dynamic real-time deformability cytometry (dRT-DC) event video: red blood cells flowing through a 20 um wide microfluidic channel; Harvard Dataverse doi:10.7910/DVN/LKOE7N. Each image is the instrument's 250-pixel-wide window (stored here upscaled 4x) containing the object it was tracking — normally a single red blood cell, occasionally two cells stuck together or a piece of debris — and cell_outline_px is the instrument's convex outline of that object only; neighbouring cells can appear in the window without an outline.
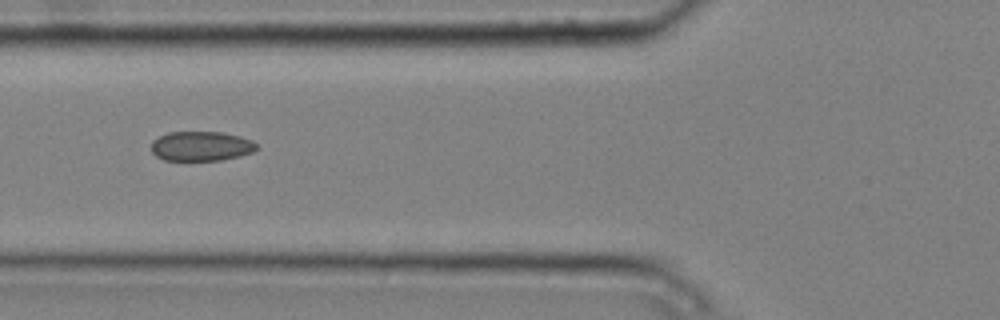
{"species": "common noctule bat (a hibernating species)", "species_latin": "Nyctalus noctula", "temperature_condition": "cold", "stored_images_in_passage": 5, "camera_frame_rate_fps": 3000, "um_per_image_px": 0.085, "animal": {"sex": "male", "body_mass_g": 20.4}, "frame": {"image": 1, "passage_image": 2, "time_ms": 0.333, "image_size_px": [1000, 320], "cell_outline_px": [[260, 144], [252, 152], [240, 156], [220, 160], [164, 160], [156, 156], [152, 152], [152, 140], [168, 132], [220, 132], [240, 136], [252, 140]], "centroid_in_image_um": [17.11, 12.42], "position_along_channel_um": 108.7, "area_um2": 18.21}}
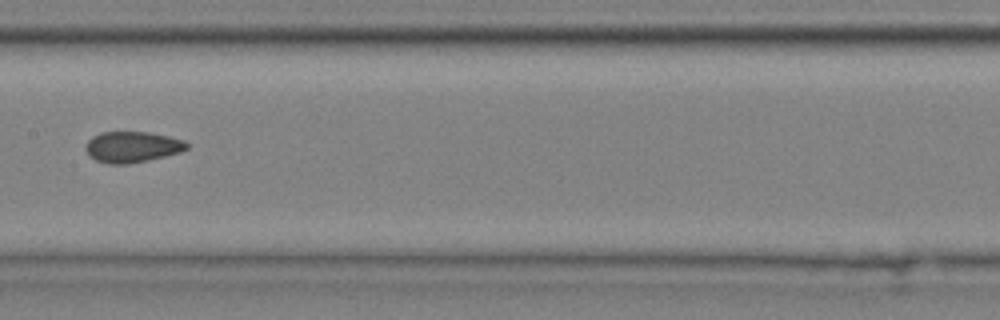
{"frame": {"image": 2, "passage_image": 4, "time_ms": 1.0, "image_size_px": [1000, 320], "cell_outline_px": [[188, 148], [180, 152], [148, 160], [128, 164], [108, 164], [96, 160], [84, 148], [88, 140], [92, 136], [100, 132], [148, 132], [168, 136], [184, 140], [188, 144]], "centroid_in_image_um": [11.23, 12.48], "position_along_channel_um": 196.2, "area_um2": 18.15}}
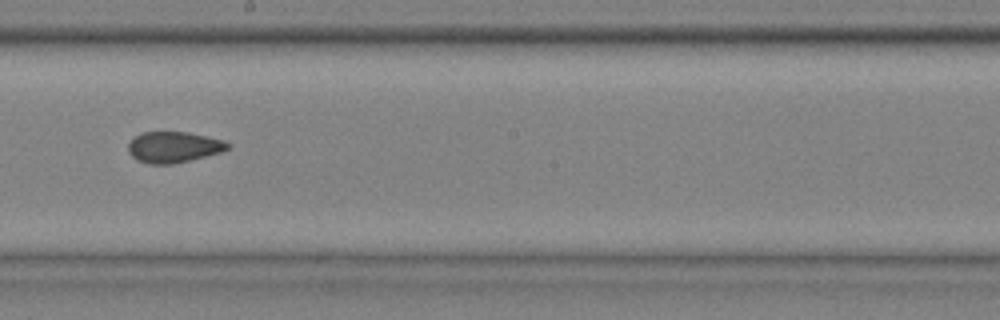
{"frame": {"image": 3, "passage_image": 5, "time_ms": 1.333, "image_size_px": [1000, 320], "cell_outline_px": [[232, 144], [228, 148], [220, 152], [172, 164], [148, 164], [136, 160], [128, 152], [128, 144], [140, 132], [188, 132], [224, 140]], "centroid_in_image_um": [14.74, 12.5], "position_along_channel_um": 233.5, "area_um2": 17.86}}